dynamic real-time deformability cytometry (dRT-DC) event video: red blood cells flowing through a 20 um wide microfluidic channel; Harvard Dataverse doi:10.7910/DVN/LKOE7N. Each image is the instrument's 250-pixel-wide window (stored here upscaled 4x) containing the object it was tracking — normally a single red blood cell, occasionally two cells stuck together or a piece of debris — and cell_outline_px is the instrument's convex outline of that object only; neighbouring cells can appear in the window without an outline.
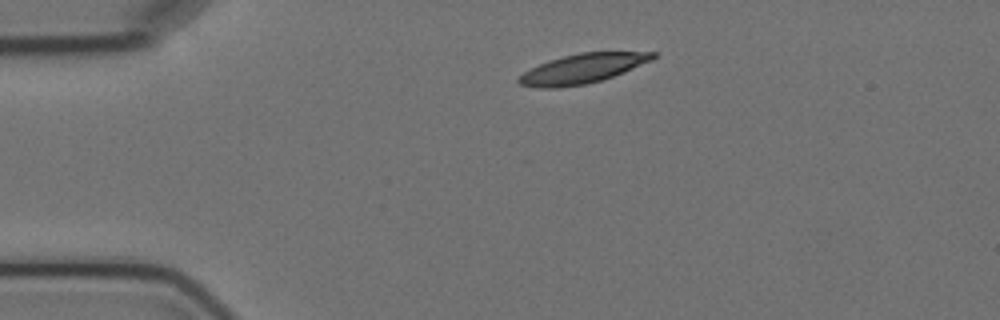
{"species": "Egyptian fruit bat (a non-hibernating species)", "species_latin": "Rousettus aegyptiacus", "temperature_condition": "cold", "stored_images_in_passage": 2, "camera_frame_rate_fps": 3000, "um_per_image_px": 0.085, "animal": {"sex": "female"}, "frame": {"image": 1, "passage_image": 1, "time_ms": 0.0, "image_size_px": [1000, 320], "cell_outline_px": [[656, 56], [652, 60], [624, 72], [588, 84], [556, 88], [536, 88], [520, 84], [516, 80], [524, 72], [548, 60], [580, 52], [656, 52]], "centroid_in_image_um": [49.49, 5.84], "position_along_channel_um": 35.5, "area_um2": 22.89}}